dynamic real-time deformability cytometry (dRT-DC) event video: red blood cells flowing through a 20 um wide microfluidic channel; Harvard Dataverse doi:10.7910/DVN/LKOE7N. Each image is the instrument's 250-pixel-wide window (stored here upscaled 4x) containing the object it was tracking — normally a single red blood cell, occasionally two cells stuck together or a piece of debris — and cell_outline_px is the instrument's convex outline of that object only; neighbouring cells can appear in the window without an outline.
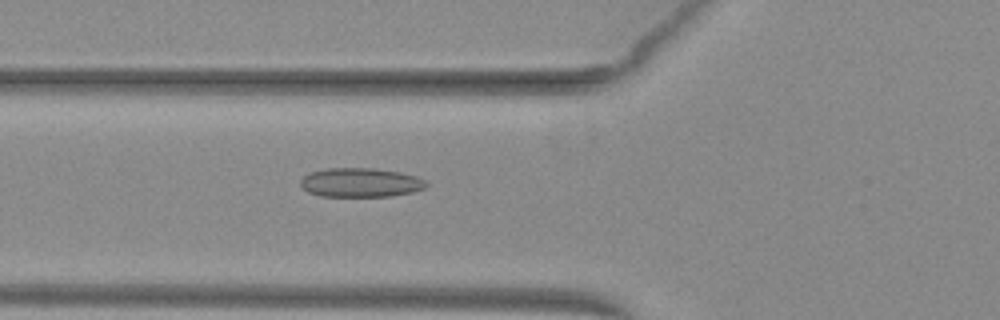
{"species": "common noctule bat (a hibernating species)", "species_latin": "Nyctalus noctula", "temperature_condition": "warm", "stored_images_in_passage": 34, "camera_frame_rate_fps": 3000, "um_per_image_px": 0.085, "animal": {"sex": "female", "body_mass_g": 29.2, "forearm_length_mm": 56.3}, "frame": {"image": 1, "passage_image": 6, "time_ms": 1.667, "image_size_px": [1000, 320], "cell_outline_px": [[428, 184], [424, 188], [412, 192], [392, 196], [320, 196], [308, 192], [300, 184], [300, 180], [304, 176], [312, 172], [328, 168], [372, 168], [400, 172], [416, 176], [424, 180]], "centroid_in_image_um": [30.65, 15.52], "position_along_channel_um": 95.2, "area_um2": 21.21}}
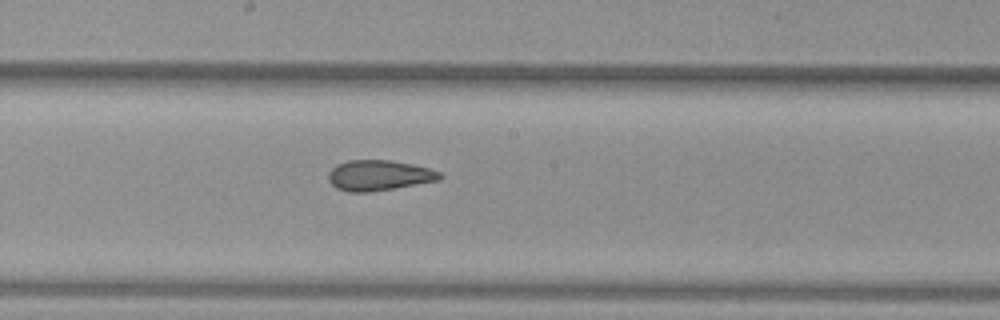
{"frame": {"image": 2, "passage_image": 15, "time_ms": 4.667, "image_size_px": [1000, 320], "cell_outline_px": [[444, 176], [440, 180], [368, 192], [348, 192], [336, 188], [328, 180], [328, 172], [336, 164], [348, 160], [392, 160], [412, 164], [428, 168], [440, 172]], "centroid_in_image_um": [32.19, 14.9], "position_along_channel_um": 216.0, "area_um2": 19.77}}
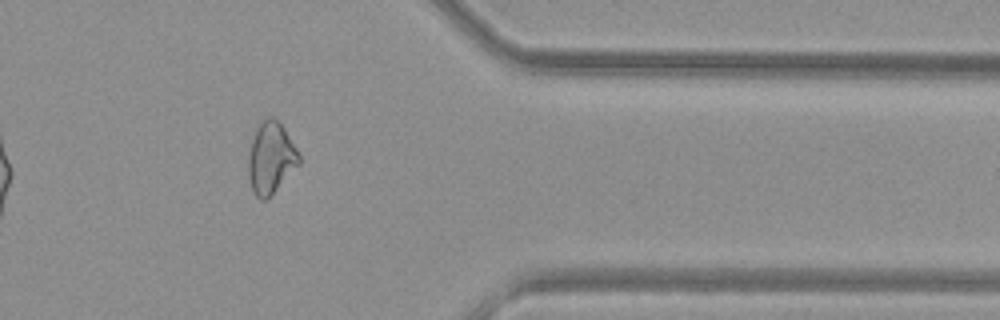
{"frame": {"image": 3, "passage_image": 29, "time_ms": 9.333, "image_size_px": [1000, 320], "cell_outline_px": [[300, 164], [268, 200], [260, 200], [252, 192], [248, 176], [248, 156], [252, 140], [256, 128], [268, 116], [272, 116], [284, 128], [296, 148], [300, 156]], "centroid_in_image_um": [23.02, 13.48], "position_along_channel_um": 388.4, "area_um2": 21.27}, "authors_computed_cell_mechanics": {"area_um2": 20.1433, "velocity_mm_per_s": 4.0089, "shape_relaxation_time_tau1_ms": null, "shape_relaxation_time_tau2_ms": 2.0784, "deformation_change_tau1": null, "deformation_change_tau2": 0.0943}}